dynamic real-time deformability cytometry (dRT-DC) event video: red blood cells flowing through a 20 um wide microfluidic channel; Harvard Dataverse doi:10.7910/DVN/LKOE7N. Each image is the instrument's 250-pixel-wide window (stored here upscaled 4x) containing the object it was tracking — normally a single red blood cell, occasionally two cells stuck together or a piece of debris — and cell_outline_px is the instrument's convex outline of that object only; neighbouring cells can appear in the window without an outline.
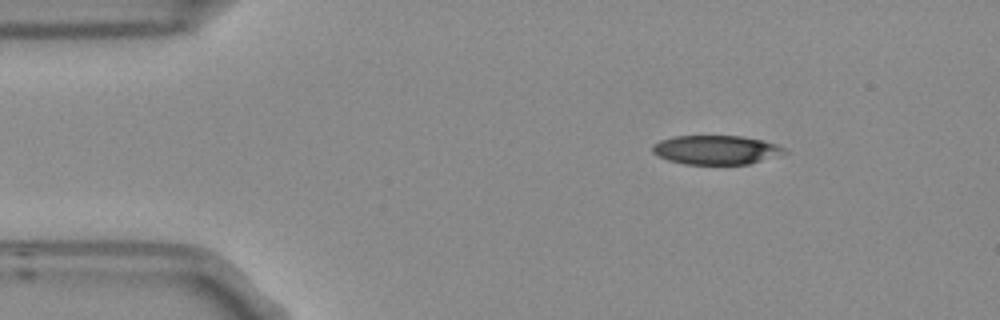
{"species": "Egyptian fruit bat (a non-hibernating species)", "species_latin": "Rousettus aegyptiacus", "temperature_condition": "room temperature", "stored_images_in_passage": 6, "camera_frame_rate_fps": 3000, "um_per_image_px": 0.085, "frame": {"image": 1, "passage_image": 6, "time_ms": 1.667, "image_size_px": [1000, 320], "cell_outline_px": [[792, 152], [780, 156], [748, 164], [684, 164], [668, 160], [652, 152], [652, 144], [660, 140], [672, 136], [740, 136], [764, 140], [776, 144]], "centroid_in_image_um": [60.91, 12.74], "position_along_channel_um": 24.1, "area_um2": 22.6}}